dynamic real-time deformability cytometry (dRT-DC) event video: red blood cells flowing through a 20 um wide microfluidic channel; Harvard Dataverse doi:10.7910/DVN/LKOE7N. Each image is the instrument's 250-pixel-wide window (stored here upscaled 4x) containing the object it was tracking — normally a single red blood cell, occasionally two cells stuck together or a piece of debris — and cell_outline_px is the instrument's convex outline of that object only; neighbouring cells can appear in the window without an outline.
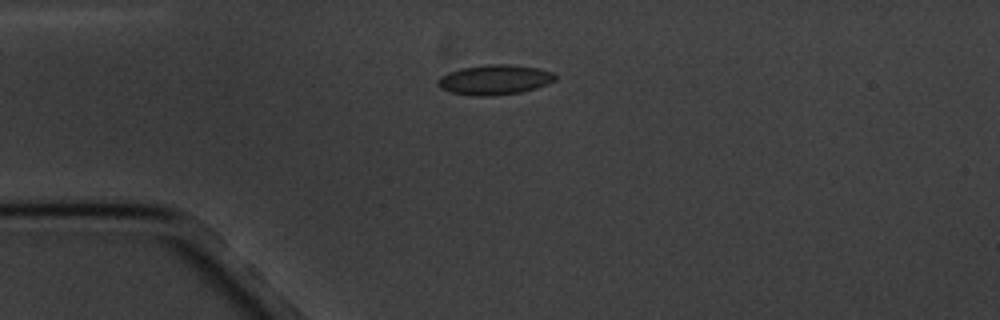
{"species": "common noctule bat (a hibernating species)", "species_latin": "Nyctalus noctula", "temperature_condition": "cold", "stored_images_in_passage": 6, "camera_frame_rate_fps": 3000, "um_per_image_px": 0.085, "animal": {"sex": "male", "body_mass_g": 20.1, "forearm_length_mm": 53.5}, "frame": {"image": 1, "passage_image": 4, "time_ms": 4.333, "image_size_px": [1000, 320], "cell_outline_px": [[556, 80], [548, 84], [536, 88], [520, 92], [492, 96], [472, 96], [452, 92], [440, 88], [436, 84], [436, 80], [440, 76], [448, 72], [460, 68], [488, 64], [512, 64], [536, 68], [552, 72], [556, 76]], "centroid_in_image_um": [42.01, 6.78], "position_along_channel_um": 43.0, "area_um2": 20.63}}
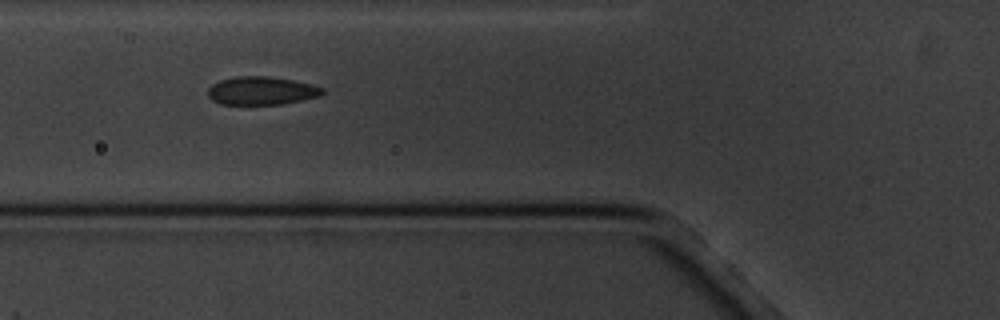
{"frame": {"image": 2, "passage_image": 6, "time_ms": 6.667, "image_size_px": [1000, 320], "cell_outline_px": [[324, 92], [320, 96], [284, 104], [220, 104], [212, 100], [208, 96], [208, 88], [212, 84], [220, 80], [236, 76], [268, 76], [292, 80], [312, 84], [324, 88]], "centroid_in_image_um": [22.23, 7.71], "position_along_channel_um": 103.6, "area_um2": 18.9}}